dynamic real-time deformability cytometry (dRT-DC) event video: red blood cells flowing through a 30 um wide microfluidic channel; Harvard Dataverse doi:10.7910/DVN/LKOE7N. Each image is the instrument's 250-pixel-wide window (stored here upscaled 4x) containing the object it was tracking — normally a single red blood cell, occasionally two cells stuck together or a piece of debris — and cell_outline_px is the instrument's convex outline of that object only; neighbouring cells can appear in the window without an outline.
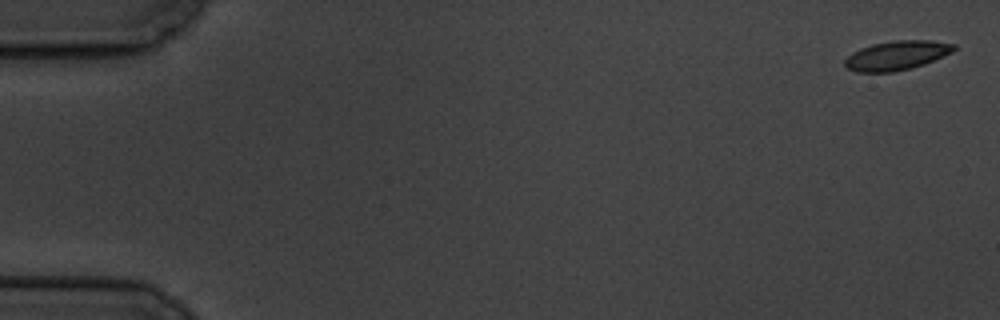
{"species": "common noctule bat (a hibernating species)", "species_latin": "Nyctalus noctula", "temperature_condition": "cold", "stored_images_in_passage": 6, "camera_frame_rate_fps": 3000, "um_per_image_px": 0.085, "animal": {"sex": "male", "body_mass_g": 19.5, "forearm_length_mm": 54.6}, "frame": {"image": 1, "passage_image": 1, "time_ms": 0.0, "image_size_px": [1000, 320], "cell_outline_px": [[956, 48], [952, 52], [944, 56], [924, 64], [912, 68], [892, 72], [856, 72], [848, 68], [844, 64], [844, 60], [852, 52], [860, 48], [872, 44], [892, 40], [932, 40], [956, 44]], "centroid_in_image_um": [76.23, 4.7], "position_along_channel_um": 8.8, "area_um2": 18.73}}
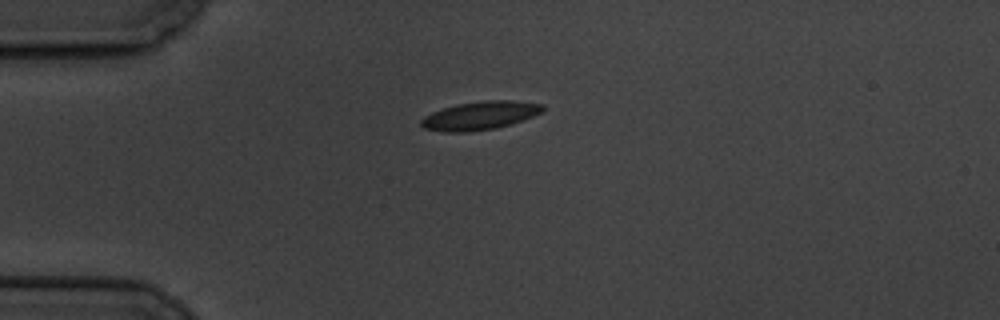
{"frame": {"image": 2, "passage_image": 5, "time_ms": 4.667, "image_size_px": [1000, 320], "cell_outline_px": [[544, 112], [512, 124], [496, 128], [464, 132], [444, 132], [424, 128], [420, 124], [420, 120], [424, 116], [432, 112], [456, 104], [484, 100], [512, 100], [544, 104]], "centroid_in_image_um": [40.82, 9.82], "position_along_channel_um": 44.2, "area_um2": 20.23}}